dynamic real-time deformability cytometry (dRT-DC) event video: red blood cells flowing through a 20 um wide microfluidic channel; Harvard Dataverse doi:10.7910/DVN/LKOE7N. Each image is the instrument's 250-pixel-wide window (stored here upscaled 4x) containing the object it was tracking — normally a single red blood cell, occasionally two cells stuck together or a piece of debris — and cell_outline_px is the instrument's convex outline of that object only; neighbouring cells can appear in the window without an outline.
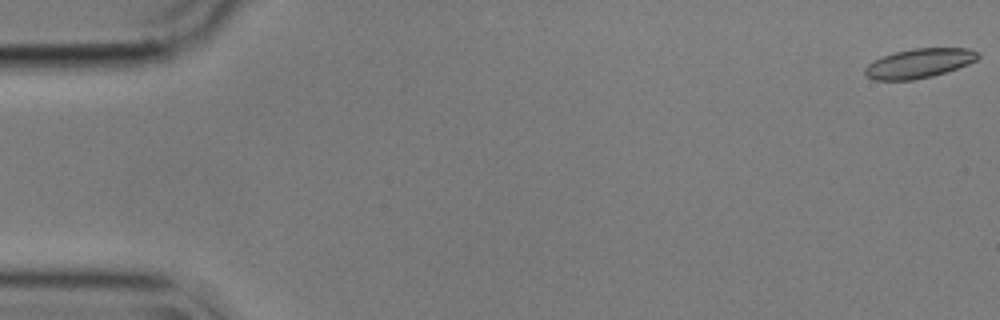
{"species": "common noctule bat (a hibernating species)", "species_latin": "Nyctalus noctula", "temperature_condition": "cold", "stored_images_in_passage": 56, "camera_frame_rate_fps": 3000, "um_per_image_px": 0.085, "animal": {"sex": "male", "body_mass_g": 17.9}, "frame": {"image": 1, "passage_image": 1, "time_ms": 0.0, "image_size_px": [1000, 320], "cell_outline_px": [[980, 56], [976, 60], [968, 64], [932, 76], [912, 80], [876, 80], [868, 76], [864, 72], [864, 68], [868, 64], [880, 56], [912, 48], [968, 48], [976, 52]], "centroid_in_image_um": [78.09, 5.37], "position_along_channel_um": 6.9, "area_um2": 19.19}}
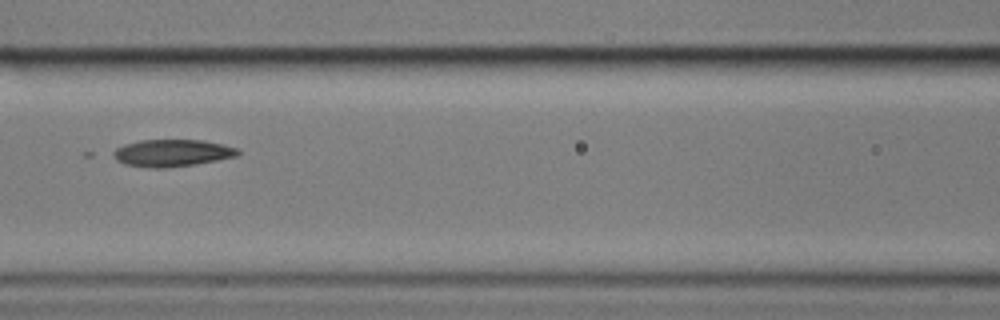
{"frame": {"image": 2, "passage_image": 25, "time_ms": 8.0, "image_size_px": [1000, 320], "cell_outline_px": [[240, 152], [236, 156], [196, 164], [164, 168], [152, 168], [124, 164], [108, 156], [108, 152], [124, 144], [140, 140], [204, 140], [236, 148]], "centroid_in_image_um": [14.51, 13.0], "position_along_channel_um": 152.1, "area_um2": 19.83}}
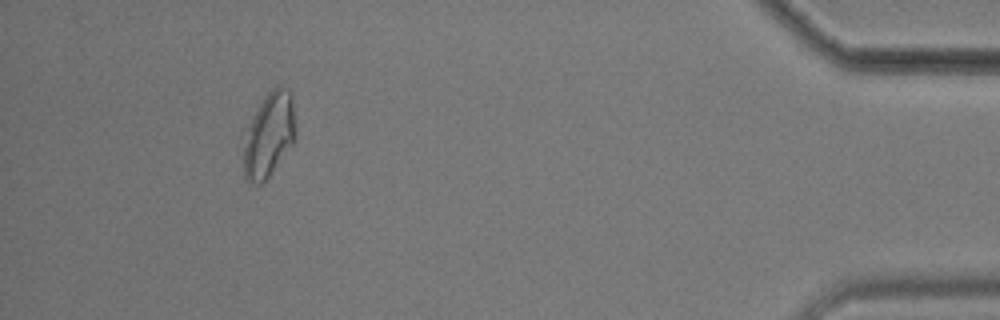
{"frame": {"image": 3, "passage_image": 52, "time_ms": 17.0, "image_size_px": [1000, 320], "cell_outline_px": [[296, 140], [264, 184], [248, 184], [244, 180], [244, 128], [264, 96], [276, 84], [280, 84], [288, 88], [292, 92], [296, 132]], "centroid_in_image_um": [22.86, 11.46], "position_along_channel_um": 412.3, "area_um2": 26.76}}